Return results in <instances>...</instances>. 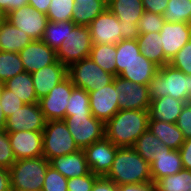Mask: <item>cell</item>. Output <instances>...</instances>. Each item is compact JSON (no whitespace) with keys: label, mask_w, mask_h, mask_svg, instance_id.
<instances>
[{"label":"cell","mask_w":191,"mask_h":191,"mask_svg":"<svg viewBox=\"0 0 191 191\" xmlns=\"http://www.w3.org/2000/svg\"><path fill=\"white\" fill-rule=\"evenodd\" d=\"M148 121V110H119L105 123V136L117 147H133Z\"/></svg>","instance_id":"1"},{"label":"cell","mask_w":191,"mask_h":191,"mask_svg":"<svg viewBox=\"0 0 191 191\" xmlns=\"http://www.w3.org/2000/svg\"><path fill=\"white\" fill-rule=\"evenodd\" d=\"M117 186L152 181L150 164L133 147H119L111 169L105 176Z\"/></svg>","instance_id":"2"},{"label":"cell","mask_w":191,"mask_h":191,"mask_svg":"<svg viewBox=\"0 0 191 191\" xmlns=\"http://www.w3.org/2000/svg\"><path fill=\"white\" fill-rule=\"evenodd\" d=\"M166 95L186 103L191 102V75L184 74L170 64L160 67L150 80L149 98L155 100Z\"/></svg>","instance_id":"3"},{"label":"cell","mask_w":191,"mask_h":191,"mask_svg":"<svg viewBox=\"0 0 191 191\" xmlns=\"http://www.w3.org/2000/svg\"><path fill=\"white\" fill-rule=\"evenodd\" d=\"M50 162L45 157L16 160L8 169L12 191H42Z\"/></svg>","instance_id":"4"},{"label":"cell","mask_w":191,"mask_h":191,"mask_svg":"<svg viewBox=\"0 0 191 191\" xmlns=\"http://www.w3.org/2000/svg\"><path fill=\"white\" fill-rule=\"evenodd\" d=\"M68 76L75 87L82 88L87 93L109 85L115 77L104 71L90 57L73 63L68 68Z\"/></svg>","instance_id":"5"},{"label":"cell","mask_w":191,"mask_h":191,"mask_svg":"<svg viewBox=\"0 0 191 191\" xmlns=\"http://www.w3.org/2000/svg\"><path fill=\"white\" fill-rule=\"evenodd\" d=\"M80 150L64 120L47 121L43 130V157L52 158Z\"/></svg>","instance_id":"6"},{"label":"cell","mask_w":191,"mask_h":191,"mask_svg":"<svg viewBox=\"0 0 191 191\" xmlns=\"http://www.w3.org/2000/svg\"><path fill=\"white\" fill-rule=\"evenodd\" d=\"M92 45L88 26L75 25L57 50V60L69 68L73 63L89 57Z\"/></svg>","instance_id":"7"},{"label":"cell","mask_w":191,"mask_h":191,"mask_svg":"<svg viewBox=\"0 0 191 191\" xmlns=\"http://www.w3.org/2000/svg\"><path fill=\"white\" fill-rule=\"evenodd\" d=\"M79 149H85L105 136V123L92 114L65 116L63 119Z\"/></svg>","instance_id":"8"},{"label":"cell","mask_w":191,"mask_h":191,"mask_svg":"<svg viewBox=\"0 0 191 191\" xmlns=\"http://www.w3.org/2000/svg\"><path fill=\"white\" fill-rule=\"evenodd\" d=\"M118 93L119 110H149V85H142L120 76L113 79Z\"/></svg>","instance_id":"9"},{"label":"cell","mask_w":191,"mask_h":191,"mask_svg":"<svg viewBox=\"0 0 191 191\" xmlns=\"http://www.w3.org/2000/svg\"><path fill=\"white\" fill-rule=\"evenodd\" d=\"M6 20L33 40H41L48 22L47 15L25 5L6 14Z\"/></svg>","instance_id":"10"},{"label":"cell","mask_w":191,"mask_h":191,"mask_svg":"<svg viewBox=\"0 0 191 191\" xmlns=\"http://www.w3.org/2000/svg\"><path fill=\"white\" fill-rule=\"evenodd\" d=\"M74 87L71 78L67 76L63 81L51 89L46 96L39 100L41 111L45 115L47 121L63 120L65 118L68 100Z\"/></svg>","instance_id":"11"},{"label":"cell","mask_w":191,"mask_h":191,"mask_svg":"<svg viewBox=\"0 0 191 191\" xmlns=\"http://www.w3.org/2000/svg\"><path fill=\"white\" fill-rule=\"evenodd\" d=\"M46 124L47 119L42 113L39 103L24 104L6 118L5 131H43Z\"/></svg>","instance_id":"12"},{"label":"cell","mask_w":191,"mask_h":191,"mask_svg":"<svg viewBox=\"0 0 191 191\" xmlns=\"http://www.w3.org/2000/svg\"><path fill=\"white\" fill-rule=\"evenodd\" d=\"M117 147L106 136L84 149L90 172L105 177L111 169Z\"/></svg>","instance_id":"13"},{"label":"cell","mask_w":191,"mask_h":191,"mask_svg":"<svg viewBox=\"0 0 191 191\" xmlns=\"http://www.w3.org/2000/svg\"><path fill=\"white\" fill-rule=\"evenodd\" d=\"M92 44H117L122 40L121 22L106 8L89 25Z\"/></svg>","instance_id":"14"},{"label":"cell","mask_w":191,"mask_h":191,"mask_svg":"<svg viewBox=\"0 0 191 191\" xmlns=\"http://www.w3.org/2000/svg\"><path fill=\"white\" fill-rule=\"evenodd\" d=\"M16 160L43 156V131L8 132Z\"/></svg>","instance_id":"15"},{"label":"cell","mask_w":191,"mask_h":191,"mask_svg":"<svg viewBox=\"0 0 191 191\" xmlns=\"http://www.w3.org/2000/svg\"><path fill=\"white\" fill-rule=\"evenodd\" d=\"M91 114L106 123L119 111L118 93L114 82L89 92Z\"/></svg>","instance_id":"16"},{"label":"cell","mask_w":191,"mask_h":191,"mask_svg":"<svg viewBox=\"0 0 191 191\" xmlns=\"http://www.w3.org/2000/svg\"><path fill=\"white\" fill-rule=\"evenodd\" d=\"M24 71L33 73L54 64L57 53L42 40H33L19 52Z\"/></svg>","instance_id":"17"},{"label":"cell","mask_w":191,"mask_h":191,"mask_svg":"<svg viewBox=\"0 0 191 191\" xmlns=\"http://www.w3.org/2000/svg\"><path fill=\"white\" fill-rule=\"evenodd\" d=\"M159 33L165 58L170 62L191 39V25L184 22L169 23L165 21Z\"/></svg>","instance_id":"18"},{"label":"cell","mask_w":191,"mask_h":191,"mask_svg":"<svg viewBox=\"0 0 191 191\" xmlns=\"http://www.w3.org/2000/svg\"><path fill=\"white\" fill-rule=\"evenodd\" d=\"M68 76V68L60 61L31 73L37 98L40 100Z\"/></svg>","instance_id":"19"},{"label":"cell","mask_w":191,"mask_h":191,"mask_svg":"<svg viewBox=\"0 0 191 191\" xmlns=\"http://www.w3.org/2000/svg\"><path fill=\"white\" fill-rule=\"evenodd\" d=\"M50 165L65 178L81 177L89 174L90 169L83 149L52 158Z\"/></svg>","instance_id":"20"},{"label":"cell","mask_w":191,"mask_h":191,"mask_svg":"<svg viewBox=\"0 0 191 191\" xmlns=\"http://www.w3.org/2000/svg\"><path fill=\"white\" fill-rule=\"evenodd\" d=\"M150 167L152 181L154 183L162 177L177 174L183 169L181 154L179 150H174L163 145Z\"/></svg>","instance_id":"21"},{"label":"cell","mask_w":191,"mask_h":191,"mask_svg":"<svg viewBox=\"0 0 191 191\" xmlns=\"http://www.w3.org/2000/svg\"><path fill=\"white\" fill-rule=\"evenodd\" d=\"M186 102L174 99L166 95L155 100H151L149 107V120L176 123Z\"/></svg>","instance_id":"22"},{"label":"cell","mask_w":191,"mask_h":191,"mask_svg":"<svg viewBox=\"0 0 191 191\" xmlns=\"http://www.w3.org/2000/svg\"><path fill=\"white\" fill-rule=\"evenodd\" d=\"M158 70L159 67L141 53L118 76L131 82L149 85L150 80L158 73Z\"/></svg>","instance_id":"23"},{"label":"cell","mask_w":191,"mask_h":191,"mask_svg":"<svg viewBox=\"0 0 191 191\" xmlns=\"http://www.w3.org/2000/svg\"><path fill=\"white\" fill-rule=\"evenodd\" d=\"M33 39L21 29L5 20L0 25V51L19 53Z\"/></svg>","instance_id":"24"},{"label":"cell","mask_w":191,"mask_h":191,"mask_svg":"<svg viewBox=\"0 0 191 191\" xmlns=\"http://www.w3.org/2000/svg\"><path fill=\"white\" fill-rule=\"evenodd\" d=\"M148 130L159 138L166 147L174 150H179L185 141L183 133L176 123L149 120Z\"/></svg>","instance_id":"25"},{"label":"cell","mask_w":191,"mask_h":191,"mask_svg":"<svg viewBox=\"0 0 191 191\" xmlns=\"http://www.w3.org/2000/svg\"><path fill=\"white\" fill-rule=\"evenodd\" d=\"M136 40L142 55L152 63L159 68L169 64L162 49L161 35L159 32L140 34Z\"/></svg>","instance_id":"26"},{"label":"cell","mask_w":191,"mask_h":191,"mask_svg":"<svg viewBox=\"0 0 191 191\" xmlns=\"http://www.w3.org/2000/svg\"><path fill=\"white\" fill-rule=\"evenodd\" d=\"M108 0H74L72 21L75 25L88 26L107 8Z\"/></svg>","instance_id":"27"},{"label":"cell","mask_w":191,"mask_h":191,"mask_svg":"<svg viewBox=\"0 0 191 191\" xmlns=\"http://www.w3.org/2000/svg\"><path fill=\"white\" fill-rule=\"evenodd\" d=\"M107 8L127 24H137L145 11L142 0H108Z\"/></svg>","instance_id":"28"},{"label":"cell","mask_w":191,"mask_h":191,"mask_svg":"<svg viewBox=\"0 0 191 191\" xmlns=\"http://www.w3.org/2000/svg\"><path fill=\"white\" fill-rule=\"evenodd\" d=\"M4 86L13 91L25 104L39 103L31 74L26 71L8 79L4 82Z\"/></svg>","instance_id":"29"},{"label":"cell","mask_w":191,"mask_h":191,"mask_svg":"<svg viewBox=\"0 0 191 191\" xmlns=\"http://www.w3.org/2000/svg\"><path fill=\"white\" fill-rule=\"evenodd\" d=\"M116 45L93 44L89 57L104 71L116 76Z\"/></svg>","instance_id":"30"},{"label":"cell","mask_w":191,"mask_h":191,"mask_svg":"<svg viewBox=\"0 0 191 191\" xmlns=\"http://www.w3.org/2000/svg\"><path fill=\"white\" fill-rule=\"evenodd\" d=\"M74 26L75 24L72 20L60 22L48 21L41 40L57 52L61 47L62 41L66 39Z\"/></svg>","instance_id":"31"},{"label":"cell","mask_w":191,"mask_h":191,"mask_svg":"<svg viewBox=\"0 0 191 191\" xmlns=\"http://www.w3.org/2000/svg\"><path fill=\"white\" fill-rule=\"evenodd\" d=\"M163 145L162 141L147 129L136 140L133 148L151 165L155 161V157L161 151Z\"/></svg>","instance_id":"32"},{"label":"cell","mask_w":191,"mask_h":191,"mask_svg":"<svg viewBox=\"0 0 191 191\" xmlns=\"http://www.w3.org/2000/svg\"><path fill=\"white\" fill-rule=\"evenodd\" d=\"M116 76L141 54L137 40L126 39L116 44Z\"/></svg>","instance_id":"33"},{"label":"cell","mask_w":191,"mask_h":191,"mask_svg":"<svg viewBox=\"0 0 191 191\" xmlns=\"http://www.w3.org/2000/svg\"><path fill=\"white\" fill-rule=\"evenodd\" d=\"M157 191H191V170L182 169L177 174L158 179Z\"/></svg>","instance_id":"34"},{"label":"cell","mask_w":191,"mask_h":191,"mask_svg":"<svg viewBox=\"0 0 191 191\" xmlns=\"http://www.w3.org/2000/svg\"><path fill=\"white\" fill-rule=\"evenodd\" d=\"M163 17L169 23H190L191 0H169Z\"/></svg>","instance_id":"35"},{"label":"cell","mask_w":191,"mask_h":191,"mask_svg":"<svg viewBox=\"0 0 191 191\" xmlns=\"http://www.w3.org/2000/svg\"><path fill=\"white\" fill-rule=\"evenodd\" d=\"M24 72L19 53L0 51V82H6Z\"/></svg>","instance_id":"36"},{"label":"cell","mask_w":191,"mask_h":191,"mask_svg":"<svg viewBox=\"0 0 191 191\" xmlns=\"http://www.w3.org/2000/svg\"><path fill=\"white\" fill-rule=\"evenodd\" d=\"M75 114H91L89 93L78 87H74L72 89L71 96L68 100V106L66 107L65 111V116Z\"/></svg>","instance_id":"37"},{"label":"cell","mask_w":191,"mask_h":191,"mask_svg":"<svg viewBox=\"0 0 191 191\" xmlns=\"http://www.w3.org/2000/svg\"><path fill=\"white\" fill-rule=\"evenodd\" d=\"M74 0H51L47 12L50 22L70 21L73 16Z\"/></svg>","instance_id":"38"},{"label":"cell","mask_w":191,"mask_h":191,"mask_svg":"<svg viewBox=\"0 0 191 191\" xmlns=\"http://www.w3.org/2000/svg\"><path fill=\"white\" fill-rule=\"evenodd\" d=\"M165 22L163 15L155 14L153 12L144 11L141 18L138 20L140 34L149 32H160Z\"/></svg>","instance_id":"39"},{"label":"cell","mask_w":191,"mask_h":191,"mask_svg":"<svg viewBox=\"0 0 191 191\" xmlns=\"http://www.w3.org/2000/svg\"><path fill=\"white\" fill-rule=\"evenodd\" d=\"M67 182V178L49 165L45 175L42 191H68Z\"/></svg>","instance_id":"40"},{"label":"cell","mask_w":191,"mask_h":191,"mask_svg":"<svg viewBox=\"0 0 191 191\" xmlns=\"http://www.w3.org/2000/svg\"><path fill=\"white\" fill-rule=\"evenodd\" d=\"M169 64L184 74L191 75V39L176 53Z\"/></svg>","instance_id":"41"},{"label":"cell","mask_w":191,"mask_h":191,"mask_svg":"<svg viewBox=\"0 0 191 191\" xmlns=\"http://www.w3.org/2000/svg\"><path fill=\"white\" fill-rule=\"evenodd\" d=\"M16 162L8 132L0 130V167L9 169Z\"/></svg>","instance_id":"42"},{"label":"cell","mask_w":191,"mask_h":191,"mask_svg":"<svg viewBox=\"0 0 191 191\" xmlns=\"http://www.w3.org/2000/svg\"><path fill=\"white\" fill-rule=\"evenodd\" d=\"M0 104L4 115L8 118L12 113L16 112L25 103L21 98L17 97L13 91L8 90L5 86L0 97Z\"/></svg>","instance_id":"43"},{"label":"cell","mask_w":191,"mask_h":191,"mask_svg":"<svg viewBox=\"0 0 191 191\" xmlns=\"http://www.w3.org/2000/svg\"><path fill=\"white\" fill-rule=\"evenodd\" d=\"M99 176L90 172L89 174L81 177H73L68 179L67 190L68 191H91L95 180Z\"/></svg>","instance_id":"44"},{"label":"cell","mask_w":191,"mask_h":191,"mask_svg":"<svg viewBox=\"0 0 191 191\" xmlns=\"http://www.w3.org/2000/svg\"><path fill=\"white\" fill-rule=\"evenodd\" d=\"M176 124L185 139L191 138V102L185 104Z\"/></svg>","instance_id":"45"},{"label":"cell","mask_w":191,"mask_h":191,"mask_svg":"<svg viewBox=\"0 0 191 191\" xmlns=\"http://www.w3.org/2000/svg\"><path fill=\"white\" fill-rule=\"evenodd\" d=\"M169 0H142L144 10L163 15Z\"/></svg>","instance_id":"46"},{"label":"cell","mask_w":191,"mask_h":191,"mask_svg":"<svg viewBox=\"0 0 191 191\" xmlns=\"http://www.w3.org/2000/svg\"><path fill=\"white\" fill-rule=\"evenodd\" d=\"M117 191H156L153 181L136 184H121L117 186Z\"/></svg>","instance_id":"47"},{"label":"cell","mask_w":191,"mask_h":191,"mask_svg":"<svg viewBox=\"0 0 191 191\" xmlns=\"http://www.w3.org/2000/svg\"><path fill=\"white\" fill-rule=\"evenodd\" d=\"M121 22V38L122 40L126 39H137L140 35L139 27L137 24H127L124 20H119Z\"/></svg>","instance_id":"48"},{"label":"cell","mask_w":191,"mask_h":191,"mask_svg":"<svg viewBox=\"0 0 191 191\" xmlns=\"http://www.w3.org/2000/svg\"><path fill=\"white\" fill-rule=\"evenodd\" d=\"M179 152L181 154L183 169L191 170V138L185 139Z\"/></svg>","instance_id":"49"},{"label":"cell","mask_w":191,"mask_h":191,"mask_svg":"<svg viewBox=\"0 0 191 191\" xmlns=\"http://www.w3.org/2000/svg\"><path fill=\"white\" fill-rule=\"evenodd\" d=\"M91 191H117V185L108 178L99 176Z\"/></svg>","instance_id":"50"},{"label":"cell","mask_w":191,"mask_h":191,"mask_svg":"<svg viewBox=\"0 0 191 191\" xmlns=\"http://www.w3.org/2000/svg\"><path fill=\"white\" fill-rule=\"evenodd\" d=\"M25 5H28V0H0V9L6 14Z\"/></svg>","instance_id":"51"},{"label":"cell","mask_w":191,"mask_h":191,"mask_svg":"<svg viewBox=\"0 0 191 191\" xmlns=\"http://www.w3.org/2000/svg\"><path fill=\"white\" fill-rule=\"evenodd\" d=\"M0 191H12L10 172L8 169L0 167Z\"/></svg>","instance_id":"52"},{"label":"cell","mask_w":191,"mask_h":191,"mask_svg":"<svg viewBox=\"0 0 191 191\" xmlns=\"http://www.w3.org/2000/svg\"><path fill=\"white\" fill-rule=\"evenodd\" d=\"M51 0H28V5L34 9L47 14Z\"/></svg>","instance_id":"53"},{"label":"cell","mask_w":191,"mask_h":191,"mask_svg":"<svg viewBox=\"0 0 191 191\" xmlns=\"http://www.w3.org/2000/svg\"><path fill=\"white\" fill-rule=\"evenodd\" d=\"M5 124H6V116L4 115V112L0 104V130L5 129Z\"/></svg>","instance_id":"54"},{"label":"cell","mask_w":191,"mask_h":191,"mask_svg":"<svg viewBox=\"0 0 191 191\" xmlns=\"http://www.w3.org/2000/svg\"><path fill=\"white\" fill-rule=\"evenodd\" d=\"M6 20V13L0 9V25Z\"/></svg>","instance_id":"55"},{"label":"cell","mask_w":191,"mask_h":191,"mask_svg":"<svg viewBox=\"0 0 191 191\" xmlns=\"http://www.w3.org/2000/svg\"><path fill=\"white\" fill-rule=\"evenodd\" d=\"M3 89H4V83L0 82V97L2 95Z\"/></svg>","instance_id":"56"}]
</instances>
